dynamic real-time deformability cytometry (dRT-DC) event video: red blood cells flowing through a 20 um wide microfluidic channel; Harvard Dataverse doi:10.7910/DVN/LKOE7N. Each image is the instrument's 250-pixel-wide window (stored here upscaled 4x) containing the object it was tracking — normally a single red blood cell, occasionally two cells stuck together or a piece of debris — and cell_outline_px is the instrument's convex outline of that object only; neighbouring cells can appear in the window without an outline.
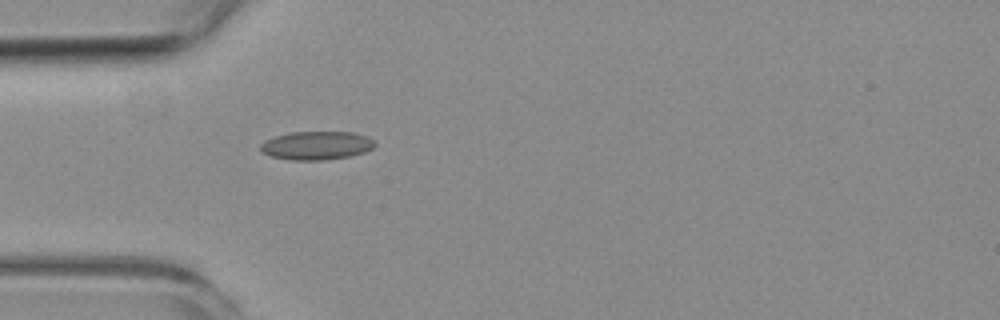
{"species": "common noctule bat (a hibernating species)", "species_latin": "Nyctalus noctula", "temperature_condition": "room temperature", "stored_images_in_passage": 1, "camera_frame_rate_fps": 3000, "um_per_image_px": 0.085, "animal": {"sex": "female", "body_mass_g": 19.3, "forearm_length_mm": 54.1}, "frame": {"image": 1, "passage_image": 1, "time_ms": 0.0, "image_size_px": [1000, 320], "cell_outline_px": [[376, 144], [372, 148], [364, 152], [348, 156], [324, 160], [292, 160], [272, 156], [260, 152], [260, 144], [264, 140], [276, 136], [292, 132], [352, 132], [368, 136], [376, 140]], "centroid_in_image_um": [26.91, 12.36], "position_along_channel_um": 58.1, "area_um2": 19.02}}